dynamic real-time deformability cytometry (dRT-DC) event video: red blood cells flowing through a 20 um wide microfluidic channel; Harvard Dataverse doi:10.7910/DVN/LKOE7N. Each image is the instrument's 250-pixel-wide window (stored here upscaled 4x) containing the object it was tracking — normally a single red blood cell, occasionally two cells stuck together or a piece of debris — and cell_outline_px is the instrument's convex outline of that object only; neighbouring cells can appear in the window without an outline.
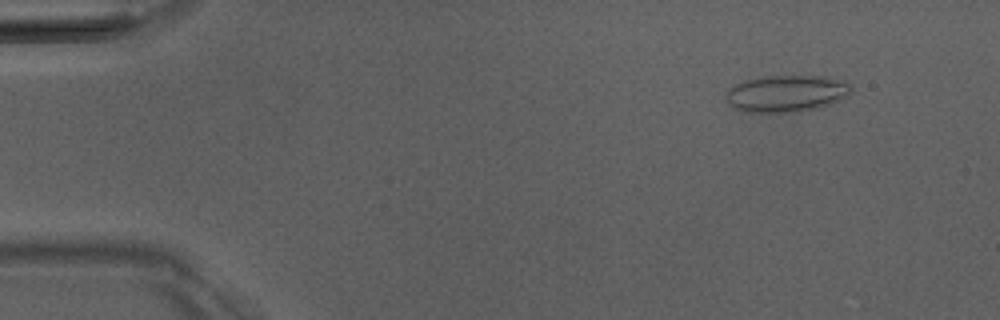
{"species": "Egyptian fruit bat (a non-hibernating species)", "species_latin": "Rousettus aegyptiacus", "temperature_condition": "room temperature", "stored_images_in_passage": 4, "camera_frame_rate_fps": 3000, "um_per_image_px": 0.085, "animal": {"sex": "male"}, "frame": {"image": 1, "passage_image": 2, "time_ms": 1.333, "image_size_px": [1000, 320], "cell_outline_px": [[852, 92], [848, 96], [820, 108], [796, 112], [748, 112], [732, 108], [724, 96], [728, 88], [736, 84], [748, 80], [768, 76], [828, 76], [844, 80], [852, 84]], "centroid_in_image_um": [66.89, 7.95], "position_along_channel_um": 18.1, "area_um2": 27.17}}